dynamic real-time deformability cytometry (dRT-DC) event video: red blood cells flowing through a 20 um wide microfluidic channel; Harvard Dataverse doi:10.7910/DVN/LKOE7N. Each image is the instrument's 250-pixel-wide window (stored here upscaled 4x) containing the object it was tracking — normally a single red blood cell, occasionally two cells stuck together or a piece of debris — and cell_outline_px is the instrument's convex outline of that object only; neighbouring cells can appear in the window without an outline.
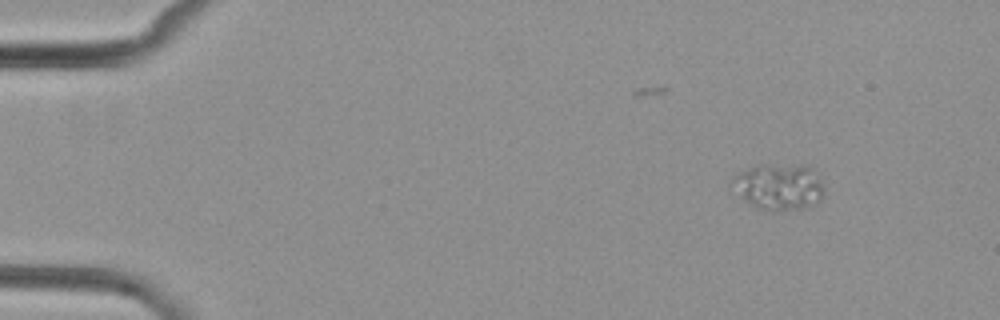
{"species": "common noctule bat (a hibernating species)", "species_latin": "Nyctalus noctula", "temperature_condition": "cold", "stored_images_in_passage": 4, "camera_frame_rate_fps": 3000, "um_per_image_px": 0.085, "animal": {"sex": "female", "body_mass_g": 29.2, "forearm_length_mm": 56.3}, "frame": {"image": 1, "passage_image": 1, "time_ms": 0.0, "image_size_px": [1000, 320], "cell_outline_px": [[824, 196], [820, 200], [804, 208], [772, 212], [756, 208], [728, 188], [728, 184], [732, 176], [756, 164], [804, 164], [812, 168], [820, 180], [824, 188]], "centroid_in_image_um": [66.13, 15.86], "position_along_channel_um": 18.9, "area_um2": 25.66}}
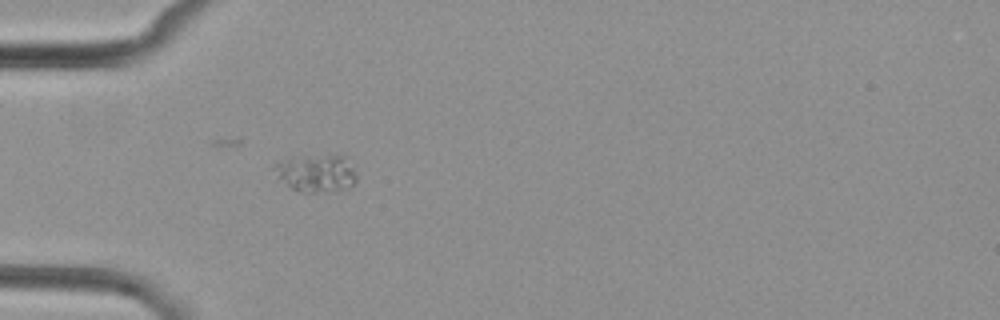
{"frame": {"image": 2, "passage_image": 4, "time_ms": 3.667, "image_size_px": [1000, 320], "cell_outline_px": [[356, 180], [348, 188], [316, 192], [300, 192], [292, 188], [280, 176], [276, 164], [288, 160], [332, 156], [344, 156], [352, 168], [356, 176]], "centroid_in_image_um": [26.99, 14.77], "position_along_channel_um": 58.0, "area_um2": 16.3}}